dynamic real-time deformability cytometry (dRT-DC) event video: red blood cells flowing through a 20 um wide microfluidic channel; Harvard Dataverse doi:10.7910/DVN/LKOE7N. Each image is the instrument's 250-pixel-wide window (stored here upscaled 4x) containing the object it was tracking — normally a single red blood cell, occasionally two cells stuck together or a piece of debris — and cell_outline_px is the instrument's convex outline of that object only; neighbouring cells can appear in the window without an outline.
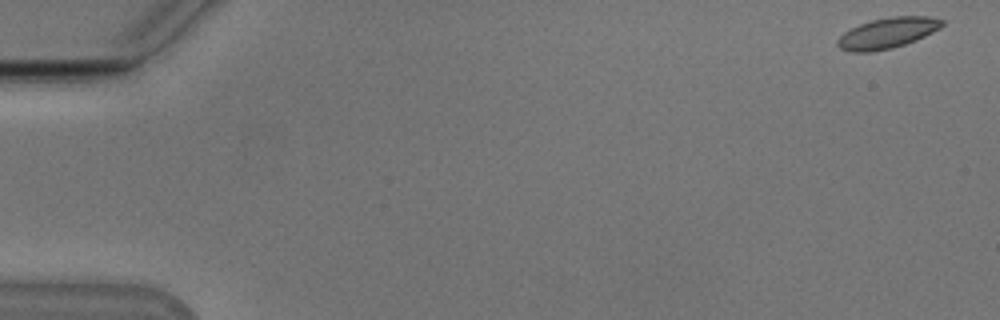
{"species": "Egyptian fruit bat (a non-hibernating species)", "species_latin": "Rousettus aegyptiacus", "temperature_condition": "cold", "stored_images_in_passage": 9, "camera_frame_rate_fps": 3000, "um_per_image_px": 0.085, "animal": {"sex": "male"}, "frame": {"image": 1, "passage_image": 1, "time_ms": 0.0, "image_size_px": [1000, 320], "cell_outline_px": [[944, 24], [940, 28], [916, 40], [892, 48], [868, 52], [848, 52], [840, 48], [836, 44], [836, 40], [844, 32], [860, 24], [872, 20], [892, 16], [928, 16], [944, 20]], "centroid_in_image_um": [75.42, 2.81], "position_along_channel_um": 9.6, "area_um2": 18.61}}